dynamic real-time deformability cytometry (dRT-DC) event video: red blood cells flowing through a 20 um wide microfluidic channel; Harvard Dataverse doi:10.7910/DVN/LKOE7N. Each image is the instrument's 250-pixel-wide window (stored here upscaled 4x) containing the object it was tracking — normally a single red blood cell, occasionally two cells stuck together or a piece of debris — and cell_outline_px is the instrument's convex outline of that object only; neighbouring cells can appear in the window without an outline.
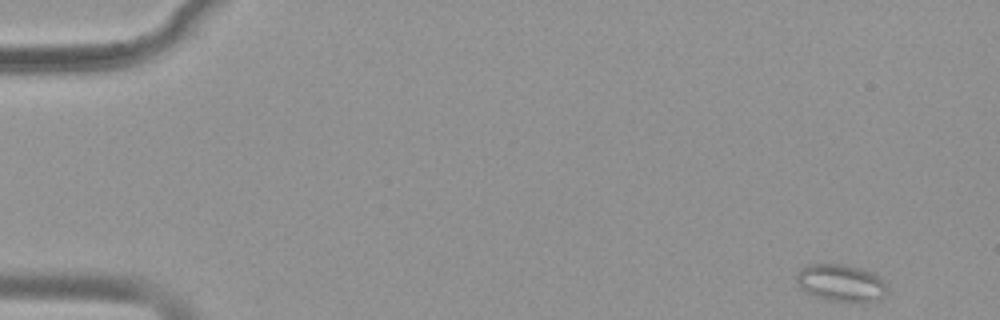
{"species": "common noctule bat (a hibernating species)", "species_latin": "Nyctalus noctula", "temperature_condition": "warm", "stored_images_in_passage": 51, "camera_frame_rate_fps": 3000, "um_per_image_px": 0.085, "animal": {"sex": "female", "body_mass_g": 19.9}, "frame": {"image": 1, "passage_image": 1, "time_ms": 0.0, "image_size_px": [1000, 320], "cell_outline_px": [[888, 288], [884, 296], [880, 300], [828, 300], [804, 292], [796, 280], [796, 272], [808, 264], [844, 264], [860, 268], [872, 272]], "centroid_in_image_um": [71.43, 24.02], "position_along_channel_um": 13.6, "area_um2": 19.19}}
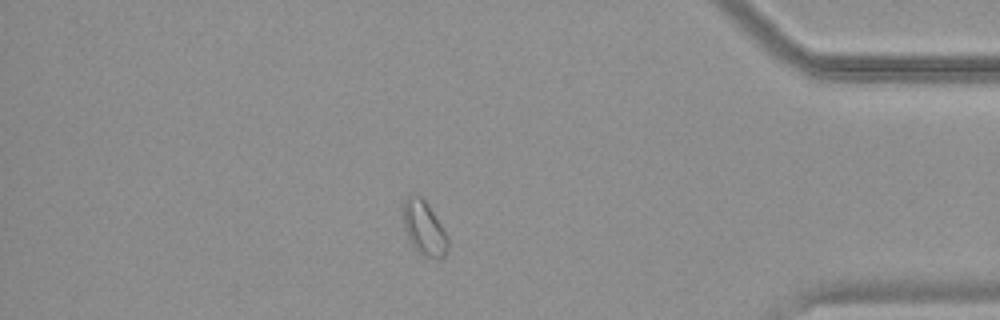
{"frame": {"image": 2, "passage_image": 44, "time_ms": 14.333, "image_size_px": [1000, 320], "cell_outline_px": [[448, 248], [444, 256], [436, 260], [420, 256], [412, 244], [408, 236], [404, 224], [404, 200], [408, 196], [420, 196], [428, 204], [448, 236]], "centroid_in_image_um": [36.08, 19.45], "position_along_channel_um": 399.1, "area_um2": 13.99}}
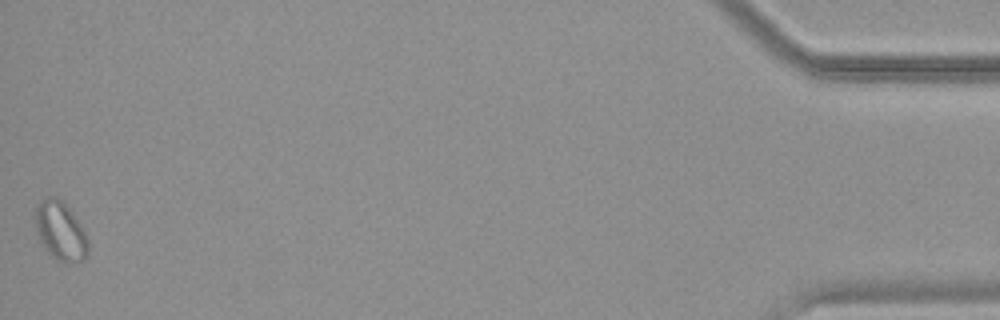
{"frame": {"image": 3, "passage_image": 51, "time_ms": 16.667, "image_size_px": [1000, 320], "cell_outline_px": [[88, 252], [84, 260], [60, 260], [52, 256], [44, 248], [40, 240], [36, 228], [36, 204], [40, 200], [48, 196], [52, 196], [60, 200], [68, 208], [84, 232], [88, 240]], "centroid_in_image_um": [5.11, 19.61], "position_along_channel_um": 430.1, "area_um2": 17.34}}